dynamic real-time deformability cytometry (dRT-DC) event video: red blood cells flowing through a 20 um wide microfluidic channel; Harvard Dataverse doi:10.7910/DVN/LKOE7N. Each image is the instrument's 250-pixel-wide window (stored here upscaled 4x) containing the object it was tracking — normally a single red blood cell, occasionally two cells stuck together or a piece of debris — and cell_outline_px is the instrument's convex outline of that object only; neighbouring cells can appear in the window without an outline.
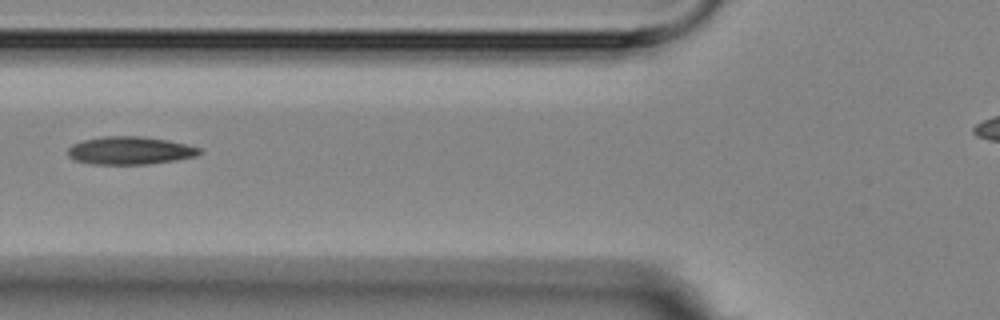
{"species": "Egyptian fruit bat (a non-hibernating species)", "species_latin": "Rousettus aegyptiacus", "temperature_condition": "room temperature", "stored_images_in_passage": 2, "camera_frame_rate_fps": 3000, "um_per_image_px": 0.085, "animal": {"sex": "female"}, "frame": {"image": 1, "passage_image": 2, "time_ms": 1.333, "image_size_px": [1000, 320], "cell_outline_px": [[204, 152], [196, 156], [176, 160], [148, 164], [92, 164], [72, 160], [68, 156], [68, 148], [72, 144], [84, 140], [100, 136], [140, 136], [168, 140], [200, 148]], "centroid_in_image_um": [11.03, 12.8], "position_along_channel_um": 114.8, "area_um2": 21.5}}